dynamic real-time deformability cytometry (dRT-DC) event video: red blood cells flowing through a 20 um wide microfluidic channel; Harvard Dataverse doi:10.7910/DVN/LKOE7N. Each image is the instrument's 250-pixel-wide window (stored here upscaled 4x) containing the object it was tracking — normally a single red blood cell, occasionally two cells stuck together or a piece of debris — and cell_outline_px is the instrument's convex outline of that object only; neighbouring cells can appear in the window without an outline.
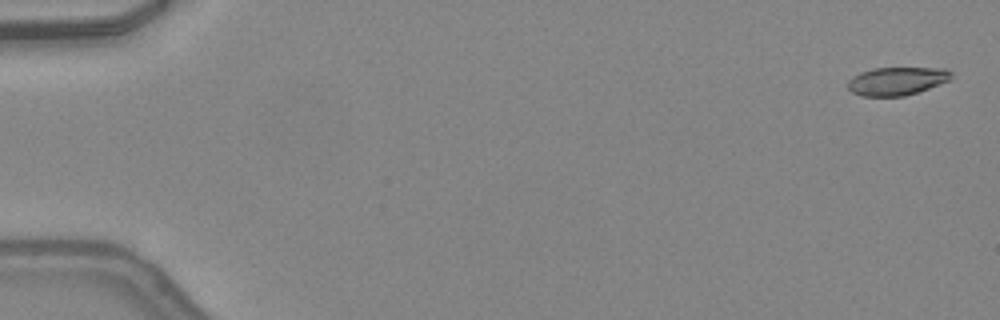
{"species": "common noctule bat (a hibernating species)", "species_latin": "Nyctalus noctula", "temperature_condition": "warm", "stored_images_in_passage": 49, "camera_frame_rate_fps": 3000, "um_per_image_px": 0.085, "animal": {"sex": "female", "body_mass_g": 24.6, "forearm_length_mm": 56.2}, "frame": {"image": 1, "passage_image": 2, "time_ms": 0.333, "image_size_px": [1000, 320], "cell_outline_px": [[952, 76], [948, 80], [928, 88], [904, 96], [860, 96], [852, 92], [848, 88], [848, 80], [852, 76], [860, 72], [872, 68], [948, 68], [952, 72]], "centroid_in_image_um": [76.2, 6.88], "position_along_channel_um": 8.8, "area_um2": 16.94}}
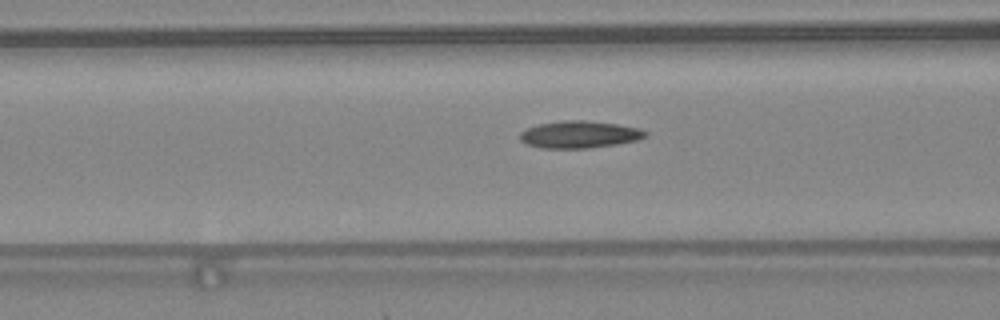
{"frame": {"image": 2, "passage_image": 21, "time_ms": 6.667, "image_size_px": [1000, 320], "cell_outline_px": [[648, 136], [636, 140], [616, 144], [592, 148], [544, 148], [524, 144], [520, 140], [520, 132], [536, 124], [564, 120], [584, 120], [616, 124], [640, 128], [648, 132]], "centroid_in_image_um": [49.24, 11.43], "position_along_channel_um": 117.4, "area_um2": 19.94}}
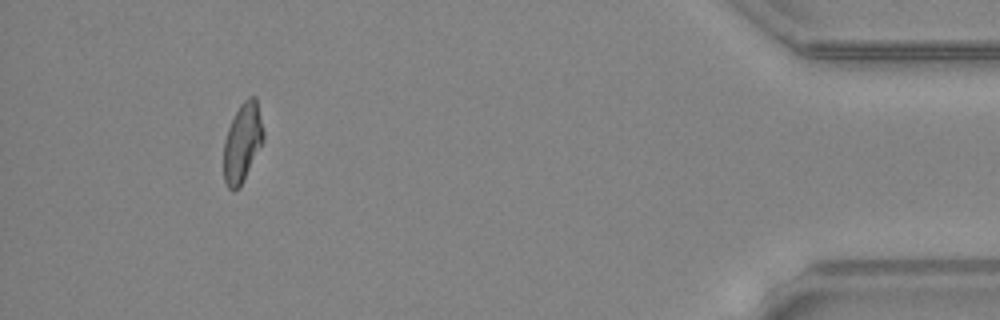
{"frame": {"image": 3, "passage_image": 46, "time_ms": 15.0, "image_size_px": [1000, 320], "cell_outline_px": [[264, 140], [240, 188], [232, 192], [228, 188], [224, 180], [224, 140], [228, 128], [240, 104], [248, 96], [256, 96], [264, 132]], "centroid_in_image_um": [20.61, 12.13], "position_along_channel_um": 414.6, "area_um2": 18.38}, "authors_computed_cell_mechanics": {"area_um2": 18.7272, "velocity_mm_per_s": 4.313, "shape_relaxation_time_tau1_ms": null, "shape_relaxation_time_tau2_ms": 2.7409, "deformation_change_tau1": null, "deformation_change_tau2": 0.1134}}